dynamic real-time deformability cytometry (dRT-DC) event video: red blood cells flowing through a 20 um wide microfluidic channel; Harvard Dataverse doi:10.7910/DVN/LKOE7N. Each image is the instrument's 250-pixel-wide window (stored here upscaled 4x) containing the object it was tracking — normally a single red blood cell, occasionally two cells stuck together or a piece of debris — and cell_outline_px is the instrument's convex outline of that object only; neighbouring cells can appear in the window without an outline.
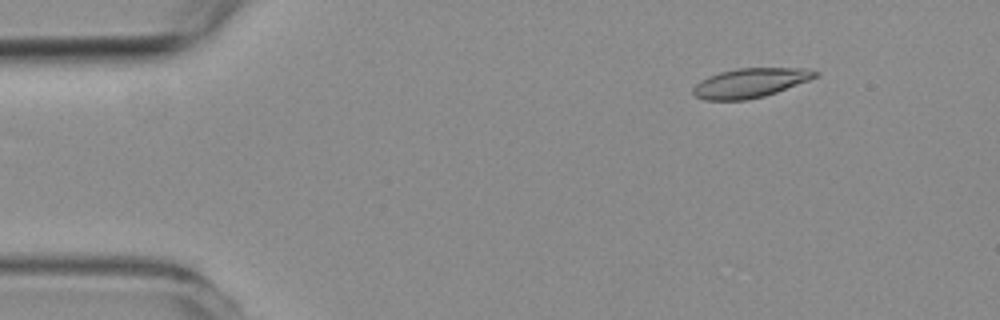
{"species": "common noctule bat (a hibernating species)", "species_latin": "Nyctalus noctula", "temperature_condition": "room temperature", "stored_images_in_passage": 48, "camera_frame_rate_fps": 3000, "um_per_image_px": 0.085, "animal": {"sex": "female", "body_mass_g": 19.3, "forearm_length_mm": 54.1}, "frame": {"image": 1, "passage_image": 2, "time_ms": 0.333, "image_size_px": [1000, 320], "cell_outline_px": [[820, 76], [776, 92], [764, 96], [748, 100], [704, 100], [696, 96], [692, 92], [692, 88], [700, 80], [708, 76], [720, 72], [736, 68], [808, 68], [820, 72]], "centroid_in_image_um": [63.78, 7.04], "position_along_channel_um": 21.2, "area_um2": 21.04}}
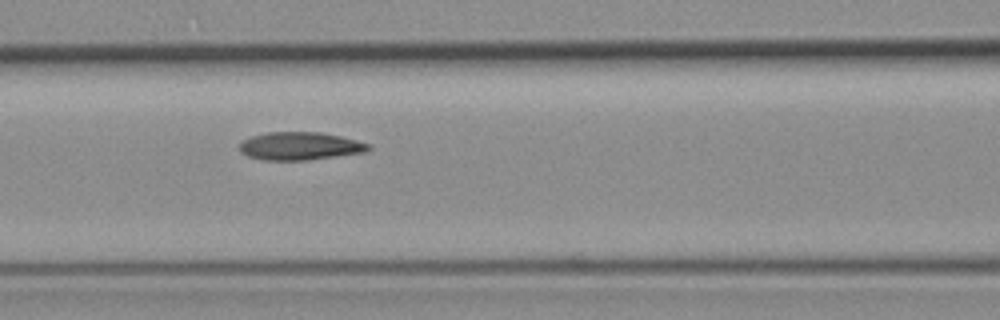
{"frame": {"image": 2, "passage_image": 18, "time_ms": 5.667, "image_size_px": [1000, 320], "cell_outline_px": [[372, 148], [364, 152], [308, 160], [264, 160], [248, 156], [240, 152], [240, 144], [244, 140], [252, 136], [268, 132], [320, 132], [340, 136], [372, 144]], "centroid_in_image_um": [25.52, 12.41], "position_along_channel_um": 141.1, "area_um2": 20.92}}
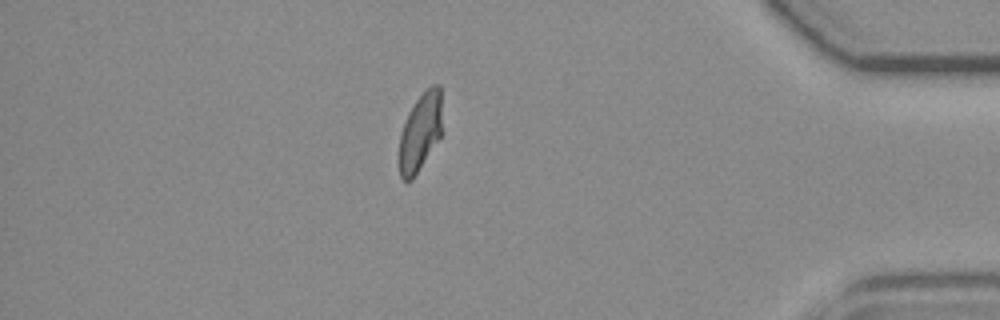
{"frame": {"image": 3, "passage_image": 42, "time_ms": 13.667, "image_size_px": [1000, 320], "cell_outline_px": [[440, 136], [412, 180], [404, 180], [400, 176], [396, 160], [400, 132], [408, 112], [416, 100], [432, 84], [440, 84]], "centroid_in_image_um": [35.64, 11.28], "position_along_channel_um": 399.6, "area_um2": 19.48}}